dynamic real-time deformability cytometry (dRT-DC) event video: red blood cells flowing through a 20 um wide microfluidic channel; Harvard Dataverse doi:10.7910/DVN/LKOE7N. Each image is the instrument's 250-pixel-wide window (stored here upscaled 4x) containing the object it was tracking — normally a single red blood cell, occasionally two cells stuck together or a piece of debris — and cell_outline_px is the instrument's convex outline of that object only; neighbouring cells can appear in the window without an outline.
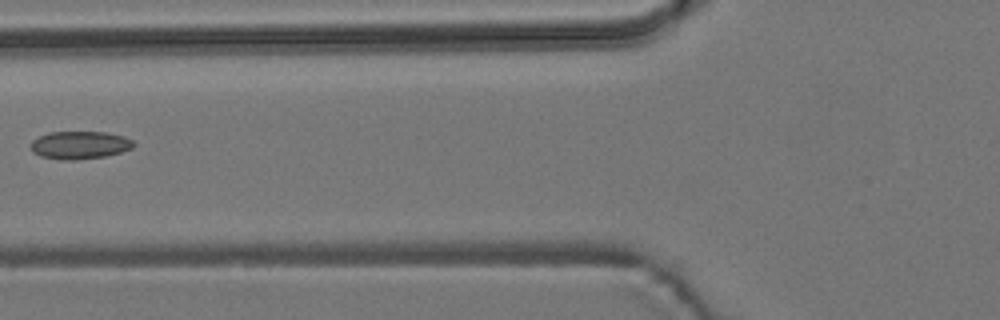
{"species": "common noctule bat (a hibernating species)", "species_latin": "Nyctalus noctula", "temperature_condition": "room temperature", "stored_images_in_passage": 4, "camera_frame_rate_fps": 3000, "um_per_image_px": 0.085, "animal": {"sex": "male", "body_mass_g": 19.2, "forearm_length_mm": 51.8}, "frame": {"image": 1, "passage_image": 3, "time_ms": 2.333, "image_size_px": [1000, 320], "cell_outline_px": [[136, 144], [132, 148], [120, 152], [104, 156], [76, 160], [60, 160], [40, 156], [32, 152], [32, 140], [48, 132], [104, 132], [124, 136], [132, 140]], "centroid_in_image_um": [6.77, 12.33], "position_along_channel_um": 119.0, "area_um2": 16.65}}
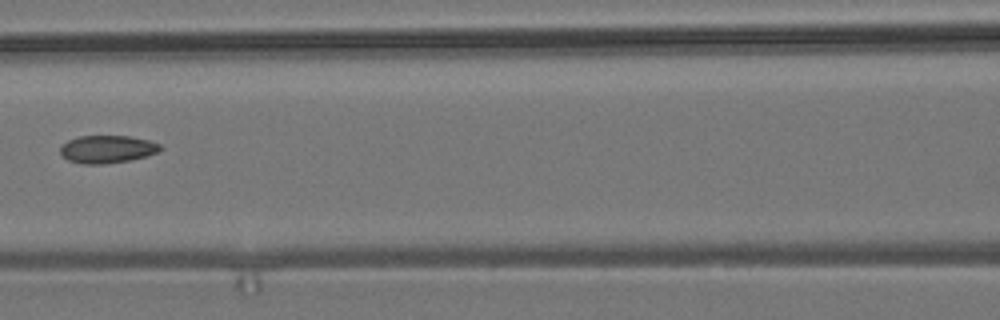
{"frame": {"image": 2, "passage_image": 4, "time_ms": 3.333, "image_size_px": [1000, 320], "cell_outline_px": [[164, 148], [156, 152], [144, 156], [128, 160], [104, 164], [84, 164], [68, 160], [60, 152], [60, 148], [68, 140], [80, 136], [128, 136], [148, 140], [160, 144]], "centroid_in_image_um": [9.11, 12.67], "position_along_channel_um": 157.5, "area_um2": 15.9}}